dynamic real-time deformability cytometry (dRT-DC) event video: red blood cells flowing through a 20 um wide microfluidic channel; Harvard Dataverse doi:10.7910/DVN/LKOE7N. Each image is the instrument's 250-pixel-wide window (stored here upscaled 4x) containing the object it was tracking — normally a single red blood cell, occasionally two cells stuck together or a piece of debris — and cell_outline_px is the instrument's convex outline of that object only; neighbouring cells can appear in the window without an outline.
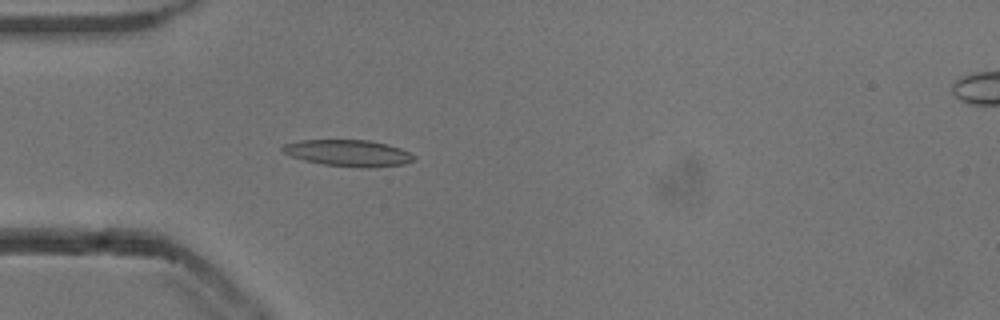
{"species": "common noctule bat (a hibernating species)", "species_latin": "Nyctalus noctula", "temperature_condition": "cold", "stored_images_in_passage": 49, "camera_frame_rate_fps": 3000, "um_per_image_px": 0.085, "animal": {"sex": "male", "body_mass_g": 13.3}, "frame": {"image": 1, "passage_image": 11, "time_ms": 3.333, "image_size_px": [1000, 320], "cell_outline_px": [[416, 160], [404, 164], [372, 168], [360, 168], [324, 164], [304, 160], [292, 156], [284, 152], [280, 148], [284, 144], [300, 140], [368, 140], [388, 144], [400, 148], [416, 156]], "centroid_in_image_um": [29.65, 13.01], "position_along_channel_um": 55.4, "area_um2": 20.35}}
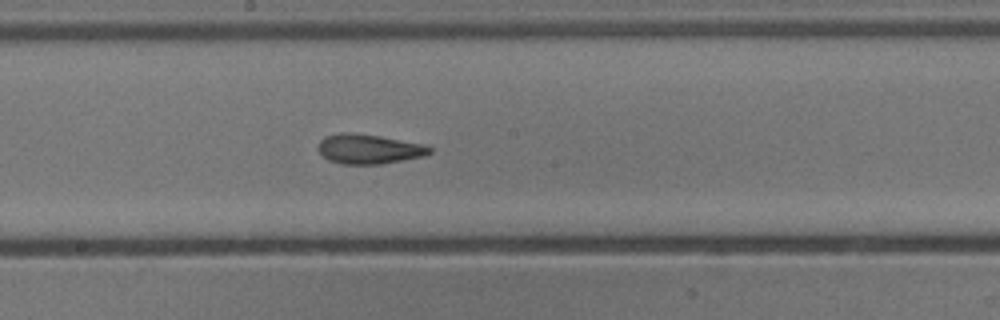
{"frame": {"image": 2, "passage_image": 24, "time_ms": 7.667, "image_size_px": [1000, 320], "cell_outline_px": [[432, 152], [424, 156], [380, 164], [344, 164], [328, 160], [316, 148], [320, 140], [324, 136], [340, 132], [348, 132], [380, 136], [424, 144], [432, 148]], "centroid_in_image_um": [31.33, 12.65], "position_along_channel_um": 216.9, "area_um2": 19.31}}
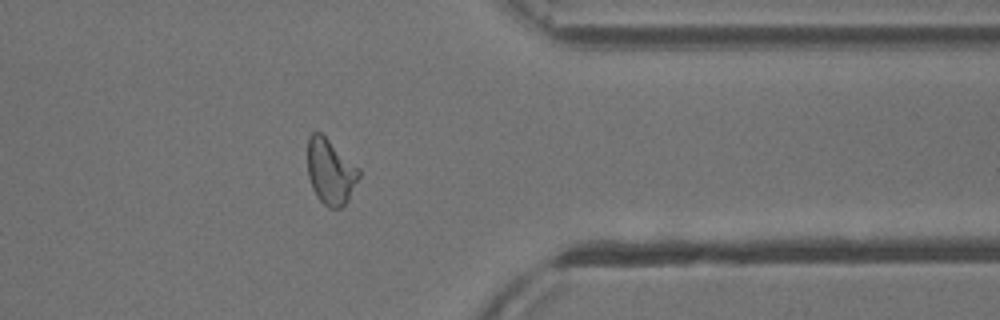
{"frame": {"image": 3, "passage_image": 38, "time_ms": 12.333, "image_size_px": [1000, 320], "cell_outline_px": [[360, 176], [348, 200], [340, 208], [328, 208], [316, 196], [312, 188], [308, 176], [308, 136], [312, 132], [320, 132], [360, 168]], "centroid_in_image_um": [28.09, 14.59], "position_along_channel_um": 383.3, "area_um2": 19.59}, "authors_computed_cell_mechanics": {"area_um2": 19.5942, "velocity_mm_per_s": 3.8334, "shape_relaxation_time_tau1_ms": 7.2838, "shape_relaxation_time_tau2_ms": 1.7463, "deformation_change_tau1": 0.199, "deformation_change_tau2": 0.0869}}